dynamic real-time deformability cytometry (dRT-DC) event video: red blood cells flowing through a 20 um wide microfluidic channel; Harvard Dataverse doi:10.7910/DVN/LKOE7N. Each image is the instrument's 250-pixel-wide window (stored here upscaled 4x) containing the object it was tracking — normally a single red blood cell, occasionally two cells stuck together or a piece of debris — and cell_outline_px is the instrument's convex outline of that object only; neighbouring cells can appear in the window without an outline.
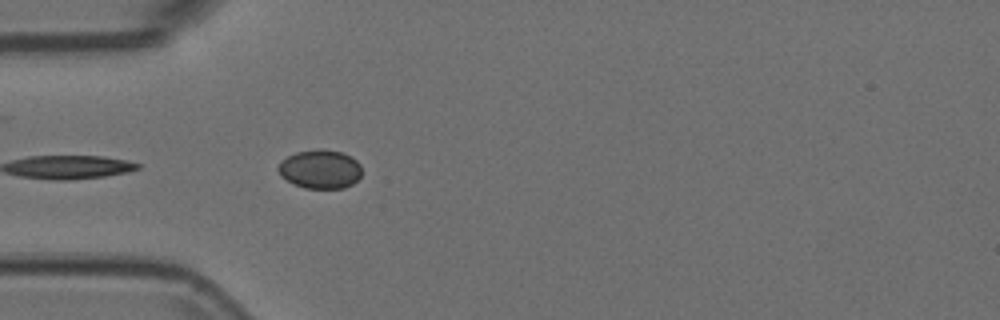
{"species": "Egyptian fruit bat (a non-hibernating species)", "species_latin": "Rousettus aegyptiacus", "temperature_condition": "room temperature", "stored_images_in_passage": 5, "camera_frame_rate_fps": 3000, "um_per_image_px": 0.085, "animal": {"sex": "female"}, "frame": {"image": 1, "passage_image": 3, "time_ms": 0.667, "image_size_px": [1000, 320], "cell_outline_px": [[360, 176], [352, 184], [344, 188], [304, 188], [292, 184], [280, 176], [276, 168], [288, 156], [296, 152], [320, 148], [324, 148], [344, 152], [352, 156], [360, 164]], "centroid_in_image_um": [27.21, 14.37], "position_along_channel_um": 57.8, "area_um2": 19.13}}